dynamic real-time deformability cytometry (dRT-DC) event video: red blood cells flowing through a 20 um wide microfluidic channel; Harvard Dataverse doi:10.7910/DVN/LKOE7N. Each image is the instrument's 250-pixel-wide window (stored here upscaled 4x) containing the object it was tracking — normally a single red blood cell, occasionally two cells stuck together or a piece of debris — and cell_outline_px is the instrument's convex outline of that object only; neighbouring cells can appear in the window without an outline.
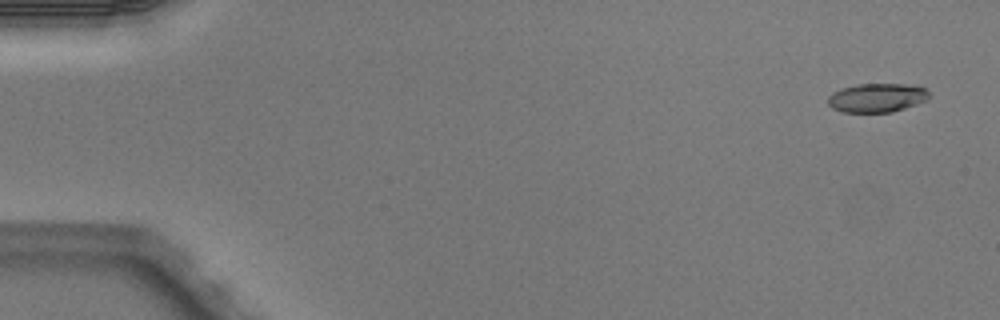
{"species": "Egyptian fruit bat (a non-hibernating species)", "species_latin": "Rousettus aegyptiacus", "temperature_condition": "warm", "stored_images_in_passage": 4, "camera_frame_rate_fps": 3000, "um_per_image_px": 0.085, "animal": {"sex": "male"}, "frame": {"image": 1, "passage_image": 1, "time_ms": 0.0, "image_size_px": [1000, 320], "cell_outline_px": [[928, 100], [892, 112], [844, 112], [832, 108], [828, 104], [828, 96], [832, 92], [840, 88], [856, 84], [904, 84], [924, 88], [928, 92]], "centroid_in_image_um": [74.49, 8.31], "position_along_channel_um": 10.5, "area_um2": 16.99}}
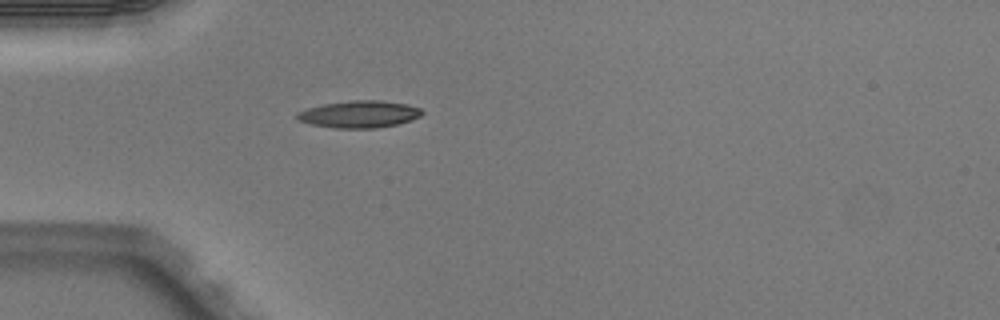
{"frame": {"image": 2, "passage_image": 4, "time_ms": 1.0, "image_size_px": [1000, 320], "cell_outline_px": [[424, 112], [420, 116], [412, 120], [396, 124], [376, 128], [336, 128], [312, 124], [296, 120], [296, 112], [308, 108], [324, 104], [352, 100], [380, 100], [408, 104], [420, 108]], "centroid_in_image_um": [30.54, 9.7], "position_along_channel_um": 54.5, "area_um2": 19.71}}